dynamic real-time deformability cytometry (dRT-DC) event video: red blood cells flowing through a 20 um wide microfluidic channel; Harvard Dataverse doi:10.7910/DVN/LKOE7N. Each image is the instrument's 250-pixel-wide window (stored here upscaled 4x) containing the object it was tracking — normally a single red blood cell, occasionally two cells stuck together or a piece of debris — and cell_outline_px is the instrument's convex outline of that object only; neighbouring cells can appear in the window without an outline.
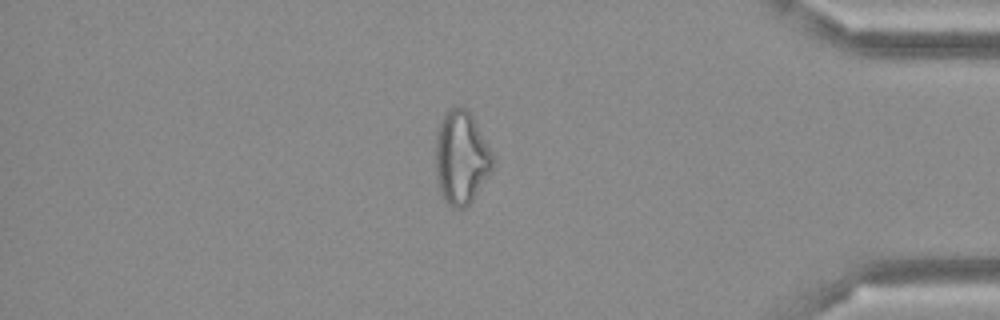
{"species": "Egyptian fruit bat (a non-hibernating species)", "species_latin": "Rousettus aegyptiacus", "temperature_condition": "cold", "stored_images_in_passage": 49, "camera_frame_rate_fps": 3000, "um_per_image_px": 0.085, "frame": {"image": 1, "passage_image": 42, "time_ms": 13.667, "image_size_px": [1000, 320], "cell_outline_px": [[492, 168], [472, 200], [464, 208], [452, 208], [444, 200], [436, 176], [436, 128], [444, 112], [452, 108], [464, 108], [472, 116], [492, 152]], "centroid_in_image_um": [39.17, 13.39], "position_along_channel_um": 396.0, "area_um2": 30.58}}